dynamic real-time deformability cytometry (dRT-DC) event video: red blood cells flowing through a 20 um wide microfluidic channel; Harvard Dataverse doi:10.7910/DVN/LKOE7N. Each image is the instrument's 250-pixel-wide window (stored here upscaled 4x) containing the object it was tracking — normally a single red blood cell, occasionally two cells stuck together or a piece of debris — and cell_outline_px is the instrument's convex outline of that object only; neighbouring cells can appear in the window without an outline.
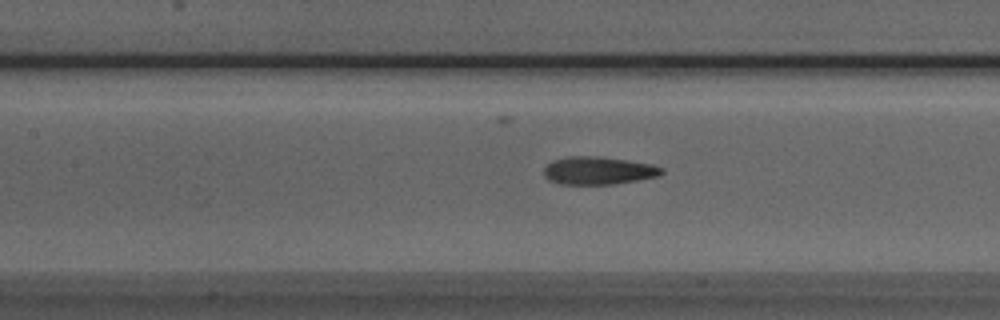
{"species": "Egyptian fruit bat (a non-hibernating species)", "species_latin": "Rousettus aegyptiacus", "temperature_condition": "room temperature", "stored_images_in_passage": 36, "camera_frame_rate_fps": 3000, "um_per_image_px": 0.085, "animal": {"sex": "male"}, "frame": {"image": 1, "passage_image": 14, "time_ms": 4.333, "image_size_px": [1000, 320], "cell_outline_px": [[664, 172], [660, 176], [612, 184], [560, 184], [548, 180], [544, 176], [544, 168], [548, 164], [556, 160], [568, 156], [596, 156], [652, 164], [664, 168]], "centroid_in_image_um": [50.87, 14.5], "position_along_channel_um": 156.5, "area_um2": 18.96}}
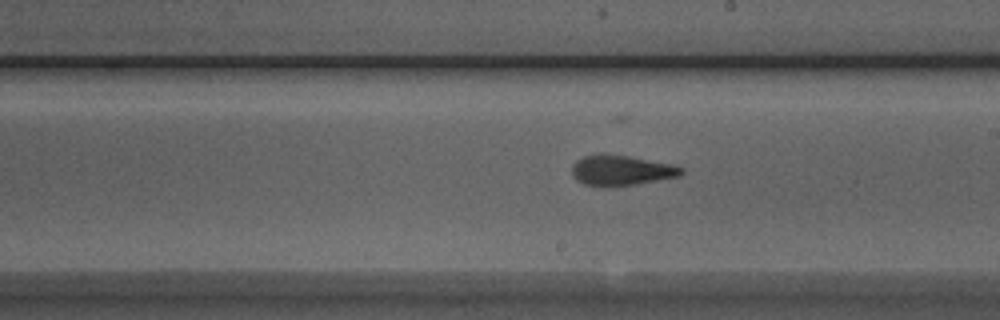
{"frame": {"image": 2, "passage_image": 20, "time_ms": 6.333, "image_size_px": [1000, 320], "cell_outline_px": [[684, 172], [680, 176], [636, 184], [584, 184], [576, 180], [572, 176], [572, 164], [576, 160], [584, 156], [600, 152], [628, 156], [676, 164], [684, 168]], "centroid_in_image_um": [52.84, 14.42], "position_along_channel_um": 236.2, "area_um2": 19.19}}
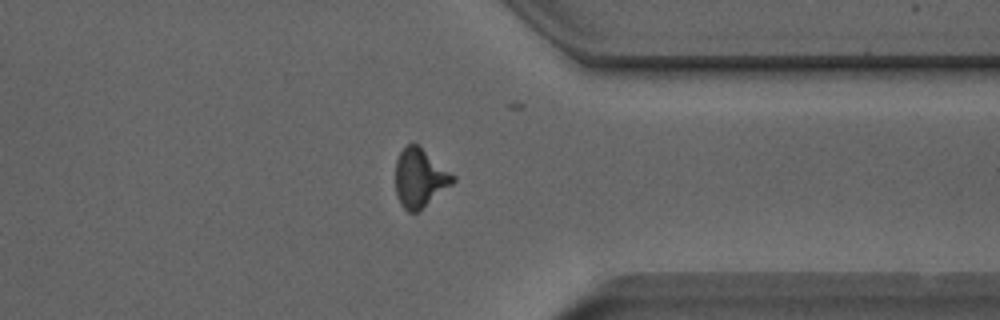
{"frame": {"image": 3, "passage_image": 31, "time_ms": 10.0, "image_size_px": [1000, 320], "cell_outline_px": [[456, 180], [452, 184], [420, 212], [408, 212], [400, 204], [396, 192], [396, 160], [400, 152], [408, 144], [416, 144], [456, 176]], "centroid_in_image_um": [35.69, 15.18], "position_along_channel_um": 375.7, "area_um2": 19.54}, "authors_computed_cell_mechanics": {"area_um2": 19.2474, "velocity_mm_per_s": 3.9925, "shape_relaxation_time_tau1_ms": 5.8827, "shape_relaxation_time_tau2_ms": 1.9632, "deformation_change_tau1": 0.206, "deformation_change_tau2": 0.1142}}